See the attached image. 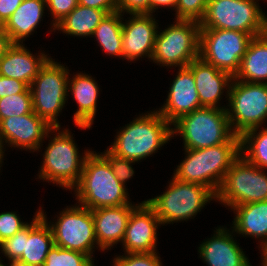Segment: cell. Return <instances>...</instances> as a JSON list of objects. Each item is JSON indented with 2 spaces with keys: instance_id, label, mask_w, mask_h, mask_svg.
<instances>
[{
  "instance_id": "cell-20",
  "label": "cell",
  "mask_w": 267,
  "mask_h": 266,
  "mask_svg": "<svg viewBox=\"0 0 267 266\" xmlns=\"http://www.w3.org/2000/svg\"><path fill=\"white\" fill-rule=\"evenodd\" d=\"M137 204H125L92 210L98 250H109L113 245L122 243L127 222Z\"/></svg>"
},
{
  "instance_id": "cell-23",
  "label": "cell",
  "mask_w": 267,
  "mask_h": 266,
  "mask_svg": "<svg viewBox=\"0 0 267 266\" xmlns=\"http://www.w3.org/2000/svg\"><path fill=\"white\" fill-rule=\"evenodd\" d=\"M72 92L73 99L78 104L74 113L75 125L81 129H90L97 111L99 87L91 75L77 73L68 80V93Z\"/></svg>"
},
{
  "instance_id": "cell-12",
  "label": "cell",
  "mask_w": 267,
  "mask_h": 266,
  "mask_svg": "<svg viewBox=\"0 0 267 266\" xmlns=\"http://www.w3.org/2000/svg\"><path fill=\"white\" fill-rule=\"evenodd\" d=\"M252 38L234 30L200 28L199 57L234 77Z\"/></svg>"
},
{
  "instance_id": "cell-28",
  "label": "cell",
  "mask_w": 267,
  "mask_h": 266,
  "mask_svg": "<svg viewBox=\"0 0 267 266\" xmlns=\"http://www.w3.org/2000/svg\"><path fill=\"white\" fill-rule=\"evenodd\" d=\"M122 16L119 11L108 13L94 30L92 37H96L106 55L122 58Z\"/></svg>"
},
{
  "instance_id": "cell-6",
  "label": "cell",
  "mask_w": 267,
  "mask_h": 266,
  "mask_svg": "<svg viewBox=\"0 0 267 266\" xmlns=\"http://www.w3.org/2000/svg\"><path fill=\"white\" fill-rule=\"evenodd\" d=\"M167 187L163 194L145 200L161 225L193 219L208 202L216 201V194L206 186L184 182L174 176Z\"/></svg>"
},
{
  "instance_id": "cell-9",
  "label": "cell",
  "mask_w": 267,
  "mask_h": 266,
  "mask_svg": "<svg viewBox=\"0 0 267 266\" xmlns=\"http://www.w3.org/2000/svg\"><path fill=\"white\" fill-rule=\"evenodd\" d=\"M174 22L157 31L151 60L160 66L183 68L199 57L200 22L183 19Z\"/></svg>"
},
{
  "instance_id": "cell-43",
  "label": "cell",
  "mask_w": 267,
  "mask_h": 266,
  "mask_svg": "<svg viewBox=\"0 0 267 266\" xmlns=\"http://www.w3.org/2000/svg\"><path fill=\"white\" fill-rule=\"evenodd\" d=\"M11 44L7 33L4 31L3 25H0V61Z\"/></svg>"
},
{
  "instance_id": "cell-45",
  "label": "cell",
  "mask_w": 267,
  "mask_h": 266,
  "mask_svg": "<svg viewBox=\"0 0 267 266\" xmlns=\"http://www.w3.org/2000/svg\"><path fill=\"white\" fill-rule=\"evenodd\" d=\"M4 145H3V142L1 140V137H0V168L2 166V163H3V156H4Z\"/></svg>"
},
{
  "instance_id": "cell-11",
  "label": "cell",
  "mask_w": 267,
  "mask_h": 266,
  "mask_svg": "<svg viewBox=\"0 0 267 266\" xmlns=\"http://www.w3.org/2000/svg\"><path fill=\"white\" fill-rule=\"evenodd\" d=\"M228 103L227 116L236 135L261 127L267 120V84L233 79Z\"/></svg>"
},
{
  "instance_id": "cell-15",
  "label": "cell",
  "mask_w": 267,
  "mask_h": 266,
  "mask_svg": "<svg viewBox=\"0 0 267 266\" xmlns=\"http://www.w3.org/2000/svg\"><path fill=\"white\" fill-rule=\"evenodd\" d=\"M161 226L154 210L142 201L131 212L122 241L125 253L156 252L157 229Z\"/></svg>"
},
{
  "instance_id": "cell-19",
  "label": "cell",
  "mask_w": 267,
  "mask_h": 266,
  "mask_svg": "<svg viewBox=\"0 0 267 266\" xmlns=\"http://www.w3.org/2000/svg\"><path fill=\"white\" fill-rule=\"evenodd\" d=\"M227 229L216 228L214 235L198 247L199 256L208 266H252L239 243L234 240L233 229Z\"/></svg>"
},
{
  "instance_id": "cell-29",
  "label": "cell",
  "mask_w": 267,
  "mask_h": 266,
  "mask_svg": "<svg viewBox=\"0 0 267 266\" xmlns=\"http://www.w3.org/2000/svg\"><path fill=\"white\" fill-rule=\"evenodd\" d=\"M259 128L247 130L240 136V153L251 164L267 169V127Z\"/></svg>"
},
{
  "instance_id": "cell-27",
  "label": "cell",
  "mask_w": 267,
  "mask_h": 266,
  "mask_svg": "<svg viewBox=\"0 0 267 266\" xmlns=\"http://www.w3.org/2000/svg\"><path fill=\"white\" fill-rule=\"evenodd\" d=\"M107 13L92 7L77 5L67 16L55 25V30L66 35L92 37L94 30Z\"/></svg>"
},
{
  "instance_id": "cell-24",
  "label": "cell",
  "mask_w": 267,
  "mask_h": 266,
  "mask_svg": "<svg viewBox=\"0 0 267 266\" xmlns=\"http://www.w3.org/2000/svg\"><path fill=\"white\" fill-rule=\"evenodd\" d=\"M235 213L233 232L244 237L261 241V252L267 248V200L238 205L232 208Z\"/></svg>"
},
{
  "instance_id": "cell-36",
  "label": "cell",
  "mask_w": 267,
  "mask_h": 266,
  "mask_svg": "<svg viewBox=\"0 0 267 266\" xmlns=\"http://www.w3.org/2000/svg\"><path fill=\"white\" fill-rule=\"evenodd\" d=\"M28 222L21 221L16 212H1L0 213V242L4 239L12 237L16 232H19L25 227Z\"/></svg>"
},
{
  "instance_id": "cell-21",
  "label": "cell",
  "mask_w": 267,
  "mask_h": 266,
  "mask_svg": "<svg viewBox=\"0 0 267 266\" xmlns=\"http://www.w3.org/2000/svg\"><path fill=\"white\" fill-rule=\"evenodd\" d=\"M40 209L25 226L24 251L12 266H44L48 252L55 245L46 214Z\"/></svg>"
},
{
  "instance_id": "cell-35",
  "label": "cell",
  "mask_w": 267,
  "mask_h": 266,
  "mask_svg": "<svg viewBox=\"0 0 267 266\" xmlns=\"http://www.w3.org/2000/svg\"><path fill=\"white\" fill-rule=\"evenodd\" d=\"M25 245V227L16 232L12 237L0 242L1 253L4 254L12 266L22 255Z\"/></svg>"
},
{
  "instance_id": "cell-2",
  "label": "cell",
  "mask_w": 267,
  "mask_h": 266,
  "mask_svg": "<svg viewBox=\"0 0 267 266\" xmlns=\"http://www.w3.org/2000/svg\"><path fill=\"white\" fill-rule=\"evenodd\" d=\"M90 151L78 184L73 188L77 203L91 210L130 204L128 189L113 174L101 153Z\"/></svg>"
},
{
  "instance_id": "cell-1",
  "label": "cell",
  "mask_w": 267,
  "mask_h": 266,
  "mask_svg": "<svg viewBox=\"0 0 267 266\" xmlns=\"http://www.w3.org/2000/svg\"><path fill=\"white\" fill-rule=\"evenodd\" d=\"M186 157L174 171L178 180L206 186L217 194L232 163L241 155L240 136L207 148L184 149Z\"/></svg>"
},
{
  "instance_id": "cell-14",
  "label": "cell",
  "mask_w": 267,
  "mask_h": 266,
  "mask_svg": "<svg viewBox=\"0 0 267 266\" xmlns=\"http://www.w3.org/2000/svg\"><path fill=\"white\" fill-rule=\"evenodd\" d=\"M57 131L58 128L49 126L34 111L0 120V137L3 145L8 143L11 148L17 147L30 152L39 151L44 138H50L49 134Z\"/></svg>"
},
{
  "instance_id": "cell-7",
  "label": "cell",
  "mask_w": 267,
  "mask_h": 266,
  "mask_svg": "<svg viewBox=\"0 0 267 266\" xmlns=\"http://www.w3.org/2000/svg\"><path fill=\"white\" fill-rule=\"evenodd\" d=\"M257 0H209L200 28L234 30L252 37L267 32V16Z\"/></svg>"
},
{
  "instance_id": "cell-37",
  "label": "cell",
  "mask_w": 267,
  "mask_h": 266,
  "mask_svg": "<svg viewBox=\"0 0 267 266\" xmlns=\"http://www.w3.org/2000/svg\"><path fill=\"white\" fill-rule=\"evenodd\" d=\"M78 0H46L48 11L52 14V28L55 31V25L67 16L76 6Z\"/></svg>"
},
{
  "instance_id": "cell-26",
  "label": "cell",
  "mask_w": 267,
  "mask_h": 266,
  "mask_svg": "<svg viewBox=\"0 0 267 266\" xmlns=\"http://www.w3.org/2000/svg\"><path fill=\"white\" fill-rule=\"evenodd\" d=\"M234 79L267 84V32L250 40Z\"/></svg>"
},
{
  "instance_id": "cell-33",
  "label": "cell",
  "mask_w": 267,
  "mask_h": 266,
  "mask_svg": "<svg viewBox=\"0 0 267 266\" xmlns=\"http://www.w3.org/2000/svg\"><path fill=\"white\" fill-rule=\"evenodd\" d=\"M126 254V255H125ZM157 252L151 253H124L113 259L112 266H162Z\"/></svg>"
},
{
  "instance_id": "cell-44",
  "label": "cell",
  "mask_w": 267,
  "mask_h": 266,
  "mask_svg": "<svg viewBox=\"0 0 267 266\" xmlns=\"http://www.w3.org/2000/svg\"><path fill=\"white\" fill-rule=\"evenodd\" d=\"M262 263L260 265L267 266V248L261 253Z\"/></svg>"
},
{
  "instance_id": "cell-4",
  "label": "cell",
  "mask_w": 267,
  "mask_h": 266,
  "mask_svg": "<svg viewBox=\"0 0 267 266\" xmlns=\"http://www.w3.org/2000/svg\"><path fill=\"white\" fill-rule=\"evenodd\" d=\"M172 138L180 135L184 149H200L228 142L235 133L232 131L223 108L201 107L185 114L171 124ZM177 133V134H176Z\"/></svg>"
},
{
  "instance_id": "cell-40",
  "label": "cell",
  "mask_w": 267,
  "mask_h": 266,
  "mask_svg": "<svg viewBox=\"0 0 267 266\" xmlns=\"http://www.w3.org/2000/svg\"><path fill=\"white\" fill-rule=\"evenodd\" d=\"M78 4L104 10L107 14L118 11V0H78Z\"/></svg>"
},
{
  "instance_id": "cell-10",
  "label": "cell",
  "mask_w": 267,
  "mask_h": 266,
  "mask_svg": "<svg viewBox=\"0 0 267 266\" xmlns=\"http://www.w3.org/2000/svg\"><path fill=\"white\" fill-rule=\"evenodd\" d=\"M221 204L234 208L238 205L267 200V173L240 155L226 172L216 194Z\"/></svg>"
},
{
  "instance_id": "cell-46",
  "label": "cell",
  "mask_w": 267,
  "mask_h": 266,
  "mask_svg": "<svg viewBox=\"0 0 267 266\" xmlns=\"http://www.w3.org/2000/svg\"><path fill=\"white\" fill-rule=\"evenodd\" d=\"M0 259H1V257H0ZM2 261H3V260H0V266H6V264L4 265V264L2 263ZM9 266H11V265H9Z\"/></svg>"
},
{
  "instance_id": "cell-17",
  "label": "cell",
  "mask_w": 267,
  "mask_h": 266,
  "mask_svg": "<svg viewBox=\"0 0 267 266\" xmlns=\"http://www.w3.org/2000/svg\"><path fill=\"white\" fill-rule=\"evenodd\" d=\"M187 67L192 71L201 107L227 109L218 103H220L221 95L225 90H227L226 98H229V90L234 77L205 62L200 57L191 61Z\"/></svg>"
},
{
  "instance_id": "cell-38",
  "label": "cell",
  "mask_w": 267,
  "mask_h": 266,
  "mask_svg": "<svg viewBox=\"0 0 267 266\" xmlns=\"http://www.w3.org/2000/svg\"><path fill=\"white\" fill-rule=\"evenodd\" d=\"M118 11L125 14H150L149 0H118Z\"/></svg>"
},
{
  "instance_id": "cell-32",
  "label": "cell",
  "mask_w": 267,
  "mask_h": 266,
  "mask_svg": "<svg viewBox=\"0 0 267 266\" xmlns=\"http://www.w3.org/2000/svg\"><path fill=\"white\" fill-rule=\"evenodd\" d=\"M209 0H178L175 9V20H194L200 22L206 12Z\"/></svg>"
},
{
  "instance_id": "cell-31",
  "label": "cell",
  "mask_w": 267,
  "mask_h": 266,
  "mask_svg": "<svg viewBox=\"0 0 267 266\" xmlns=\"http://www.w3.org/2000/svg\"><path fill=\"white\" fill-rule=\"evenodd\" d=\"M44 266H95L94 259L90 256L53 246L47 254Z\"/></svg>"
},
{
  "instance_id": "cell-25",
  "label": "cell",
  "mask_w": 267,
  "mask_h": 266,
  "mask_svg": "<svg viewBox=\"0 0 267 266\" xmlns=\"http://www.w3.org/2000/svg\"><path fill=\"white\" fill-rule=\"evenodd\" d=\"M46 0H24L3 25L11 43H23L43 18Z\"/></svg>"
},
{
  "instance_id": "cell-39",
  "label": "cell",
  "mask_w": 267,
  "mask_h": 266,
  "mask_svg": "<svg viewBox=\"0 0 267 266\" xmlns=\"http://www.w3.org/2000/svg\"><path fill=\"white\" fill-rule=\"evenodd\" d=\"M29 86L14 78H7L0 75V98H3L7 95H13L17 93L25 92Z\"/></svg>"
},
{
  "instance_id": "cell-18",
  "label": "cell",
  "mask_w": 267,
  "mask_h": 266,
  "mask_svg": "<svg viewBox=\"0 0 267 266\" xmlns=\"http://www.w3.org/2000/svg\"><path fill=\"white\" fill-rule=\"evenodd\" d=\"M177 72L166 103L157 110L170 124L181 116L201 108L192 71L188 67H183Z\"/></svg>"
},
{
  "instance_id": "cell-22",
  "label": "cell",
  "mask_w": 267,
  "mask_h": 266,
  "mask_svg": "<svg viewBox=\"0 0 267 266\" xmlns=\"http://www.w3.org/2000/svg\"><path fill=\"white\" fill-rule=\"evenodd\" d=\"M23 43H12L0 61V75L18 79L28 86L39 73V70L51 58L44 52L36 57Z\"/></svg>"
},
{
  "instance_id": "cell-30",
  "label": "cell",
  "mask_w": 267,
  "mask_h": 266,
  "mask_svg": "<svg viewBox=\"0 0 267 266\" xmlns=\"http://www.w3.org/2000/svg\"><path fill=\"white\" fill-rule=\"evenodd\" d=\"M32 95L30 88L23 93L7 95L0 98V120L8 117H19L32 113Z\"/></svg>"
},
{
  "instance_id": "cell-3",
  "label": "cell",
  "mask_w": 267,
  "mask_h": 266,
  "mask_svg": "<svg viewBox=\"0 0 267 266\" xmlns=\"http://www.w3.org/2000/svg\"><path fill=\"white\" fill-rule=\"evenodd\" d=\"M117 133L108 149L134 162L158 152L172 138L171 124L157 110L139 114Z\"/></svg>"
},
{
  "instance_id": "cell-13",
  "label": "cell",
  "mask_w": 267,
  "mask_h": 266,
  "mask_svg": "<svg viewBox=\"0 0 267 266\" xmlns=\"http://www.w3.org/2000/svg\"><path fill=\"white\" fill-rule=\"evenodd\" d=\"M57 218V222L48 223L55 246L84 253L93 259V249L96 245L99 247L92 210L75 204L63 209Z\"/></svg>"
},
{
  "instance_id": "cell-5",
  "label": "cell",
  "mask_w": 267,
  "mask_h": 266,
  "mask_svg": "<svg viewBox=\"0 0 267 266\" xmlns=\"http://www.w3.org/2000/svg\"><path fill=\"white\" fill-rule=\"evenodd\" d=\"M58 131L49 140L50 143L43 153L44 158L38 179L48 181V183L52 182L58 187L67 188L70 191L80 180L84 161L90 150H85L81 157L71 131L65 128L60 131V127Z\"/></svg>"
},
{
  "instance_id": "cell-16",
  "label": "cell",
  "mask_w": 267,
  "mask_h": 266,
  "mask_svg": "<svg viewBox=\"0 0 267 266\" xmlns=\"http://www.w3.org/2000/svg\"><path fill=\"white\" fill-rule=\"evenodd\" d=\"M153 16V14H130L129 19L123 22L122 59L130 62L144 56L151 59L159 28Z\"/></svg>"
},
{
  "instance_id": "cell-41",
  "label": "cell",
  "mask_w": 267,
  "mask_h": 266,
  "mask_svg": "<svg viewBox=\"0 0 267 266\" xmlns=\"http://www.w3.org/2000/svg\"><path fill=\"white\" fill-rule=\"evenodd\" d=\"M24 0H0V25H4Z\"/></svg>"
},
{
  "instance_id": "cell-8",
  "label": "cell",
  "mask_w": 267,
  "mask_h": 266,
  "mask_svg": "<svg viewBox=\"0 0 267 266\" xmlns=\"http://www.w3.org/2000/svg\"><path fill=\"white\" fill-rule=\"evenodd\" d=\"M69 70L50 58L29 88L33 111L52 128H61L58 115L67 101Z\"/></svg>"
},
{
  "instance_id": "cell-42",
  "label": "cell",
  "mask_w": 267,
  "mask_h": 266,
  "mask_svg": "<svg viewBox=\"0 0 267 266\" xmlns=\"http://www.w3.org/2000/svg\"><path fill=\"white\" fill-rule=\"evenodd\" d=\"M149 2H150V14H153L155 10L161 7H167V8L172 7L173 10H175L178 0H149Z\"/></svg>"
},
{
  "instance_id": "cell-34",
  "label": "cell",
  "mask_w": 267,
  "mask_h": 266,
  "mask_svg": "<svg viewBox=\"0 0 267 266\" xmlns=\"http://www.w3.org/2000/svg\"><path fill=\"white\" fill-rule=\"evenodd\" d=\"M101 154L108 160L116 178L126 187V182L134 175L132 163L135 162L113 154L108 148Z\"/></svg>"
}]
</instances>
